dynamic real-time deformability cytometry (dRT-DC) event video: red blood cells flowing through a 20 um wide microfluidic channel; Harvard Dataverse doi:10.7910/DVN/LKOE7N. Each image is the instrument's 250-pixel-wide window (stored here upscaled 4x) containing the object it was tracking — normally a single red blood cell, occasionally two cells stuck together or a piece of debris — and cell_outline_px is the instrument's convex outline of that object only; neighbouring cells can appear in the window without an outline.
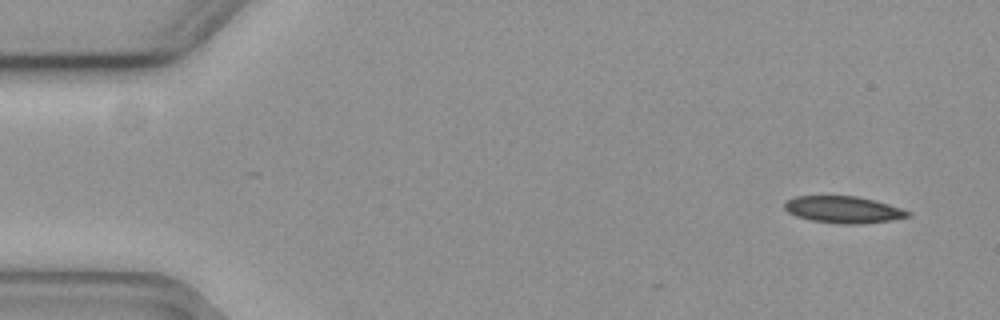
{"species": "common noctule bat (a hibernating species)", "species_latin": "Nyctalus noctula", "temperature_condition": "cold", "stored_images_in_passage": 5, "camera_frame_rate_fps": 3000, "um_per_image_px": 0.085, "animal": {"sex": "female", "body_mass_g": 19.3, "forearm_length_mm": 54.1}, "frame": {"image": 1, "passage_image": 1, "time_ms": 0.0, "image_size_px": [1000, 320], "cell_outline_px": [[912, 216], [892, 220], [860, 224], [848, 224], [812, 220], [796, 216], [788, 212], [784, 208], [784, 204], [788, 200], [796, 196], [856, 196], [876, 200], [912, 212]], "centroid_in_image_um": [71.73, 17.81], "position_along_channel_um": 13.3, "area_um2": 19.19}}